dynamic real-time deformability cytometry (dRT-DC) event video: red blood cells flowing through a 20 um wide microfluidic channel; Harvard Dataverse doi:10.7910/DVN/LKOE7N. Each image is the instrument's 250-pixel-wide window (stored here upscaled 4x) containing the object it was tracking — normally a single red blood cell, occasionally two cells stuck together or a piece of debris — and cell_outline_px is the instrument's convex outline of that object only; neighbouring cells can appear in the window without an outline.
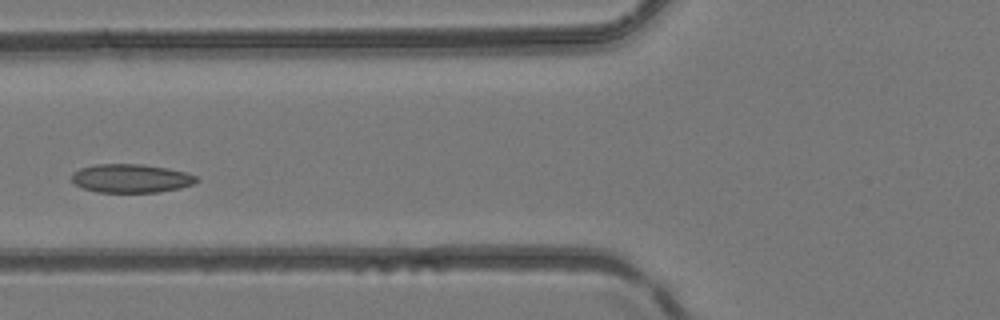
{"species": "common noctule bat (a hibernating species)", "species_latin": "Nyctalus noctula", "temperature_condition": "room temperature", "stored_images_in_passage": 3, "camera_frame_rate_fps": 3000, "um_per_image_px": 0.085, "animal": {"sex": "female", "body_mass_g": 24.6, "forearm_length_mm": 56.2}, "frame": {"image": 1, "passage_image": 3, "time_ms": 0.667, "image_size_px": [1000, 320], "cell_outline_px": [[200, 180], [192, 184], [180, 188], [156, 192], [96, 192], [84, 188], [76, 184], [72, 180], [72, 172], [80, 168], [96, 164], [144, 164], [168, 168], [184, 172], [196, 176]], "centroid_in_image_um": [11.13, 15.15], "position_along_channel_um": 114.7, "area_um2": 20.75}}